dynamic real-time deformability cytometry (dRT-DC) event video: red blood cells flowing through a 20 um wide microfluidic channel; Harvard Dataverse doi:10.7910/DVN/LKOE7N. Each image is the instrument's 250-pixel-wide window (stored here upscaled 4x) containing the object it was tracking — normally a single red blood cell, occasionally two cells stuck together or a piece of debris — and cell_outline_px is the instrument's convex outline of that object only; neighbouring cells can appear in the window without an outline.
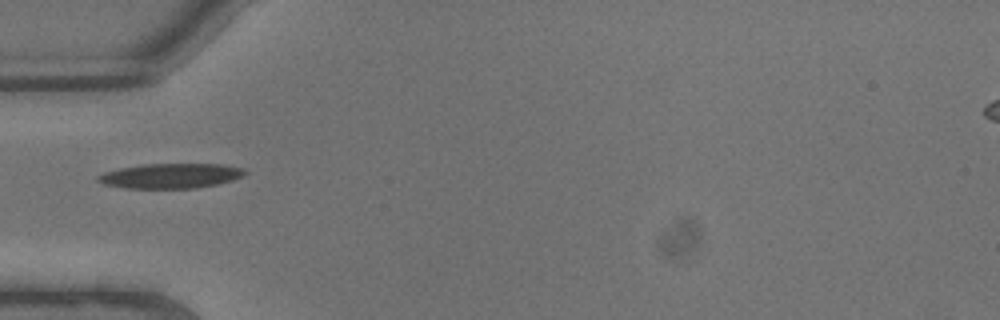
{"species": "common noctule bat (a hibernating species)", "species_latin": "Nyctalus noctula", "temperature_condition": "warm", "stored_images_in_passage": 3, "camera_frame_rate_fps": 3000, "um_per_image_px": 0.085, "animal": {"sex": "male", "body_mass_g": 13.3}, "frame": {"image": 1, "passage_image": 1, "time_ms": 0.0, "image_size_px": [1000, 320], "cell_outline_px": [[248, 172], [244, 176], [232, 180], [216, 184], [196, 188], [124, 188], [104, 184], [96, 180], [96, 176], [104, 172], [120, 168], [144, 164], [220, 164], [244, 168]], "centroid_in_image_um": [14.51, 14.94], "position_along_channel_um": 70.5, "area_um2": 21.33}}
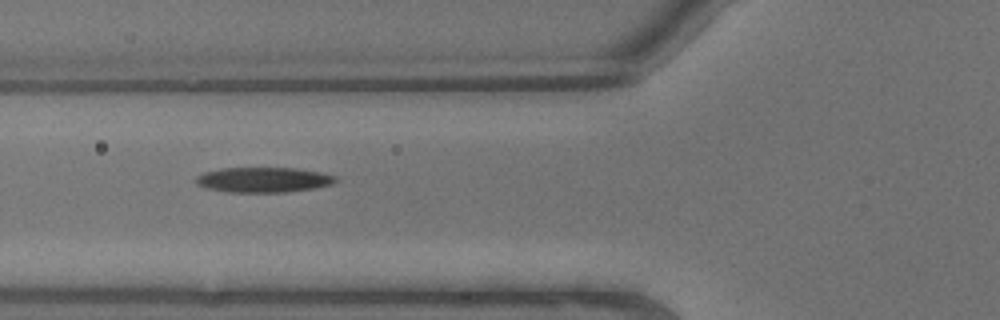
{"frame": {"image": 2, "passage_image": 2, "time_ms": 0.333, "image_size_px": [1000, 320], "cell_outline_px": [[336, 180], [332, 184], [316, 188], [288, 192], [228, 192], [204, 188], [196, 184], [196, 176], [204, 172], [224, 168], [296, 168], [320, 172], [336, 176]], "centroid_in_image_um": [22.38, 15.29], "position_along_channel_um": 103.4, "area_um2": 20.52}}
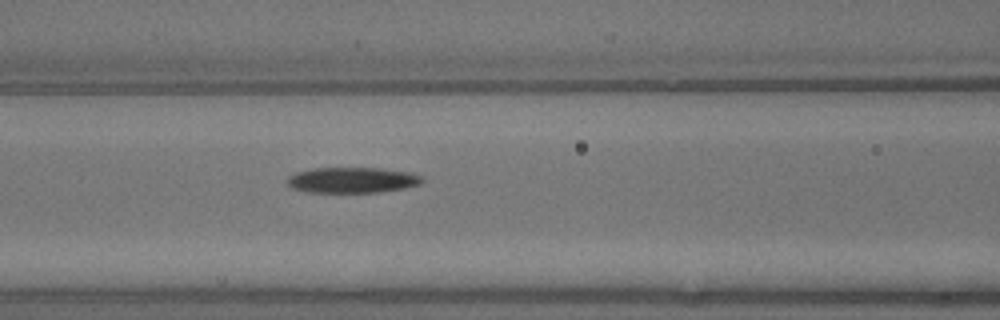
{"frame": {"image": 3, "passage_image": 3, "time_ms": 0.667, "image_size_px": [1000, 320], "cell_outline_px": [[424, 180], [420, 184], [404, 188], [380, 192], [308, 192], [292, 188], [288, 184], [288, 176], [296, 172], [316, 168], [380, 168], [408, 172], [420, 176]], "centroid_in_image_um": [29.93, 15.31], "position_along_channel_um": 136.7, "area_um2": 20.0}}